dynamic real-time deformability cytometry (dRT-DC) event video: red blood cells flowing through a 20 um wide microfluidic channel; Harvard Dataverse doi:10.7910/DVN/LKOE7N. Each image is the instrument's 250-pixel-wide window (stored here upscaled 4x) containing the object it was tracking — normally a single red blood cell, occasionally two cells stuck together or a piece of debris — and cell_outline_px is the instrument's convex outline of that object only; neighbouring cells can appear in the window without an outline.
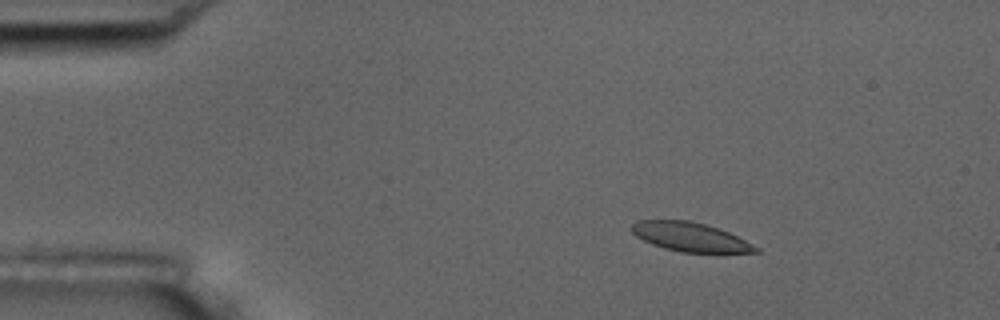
{"species": "common noctule bat (a hibernating species)", "species_latin": "Nyctalus noctula", "temperature_condition": "room temperature", "stored_images_in_passage": 5, "camera_frame_rate_fps": 3000, "um_per_image_px": 0.085, "animal": {"sex": "male", "body_mass_g": 17.5, "forearm_length_mm": 52.3}, "frame": {"image": 1, "passage_image": 3, "time_ms": 2.333, "image_size_px": [1000, 320], "cell_outline_px": [[760, 252], [680, 252], [664, 248], [652, 244], [636, 236], [632, 232], [632, 224], [636, 220], [688, 220], [704, 224], [728, 232], [760, 248]], "centroid_in_image_um": [58.64, 20.14], "position_along_channel_um": 26.4, "area_um2": 20.63}}